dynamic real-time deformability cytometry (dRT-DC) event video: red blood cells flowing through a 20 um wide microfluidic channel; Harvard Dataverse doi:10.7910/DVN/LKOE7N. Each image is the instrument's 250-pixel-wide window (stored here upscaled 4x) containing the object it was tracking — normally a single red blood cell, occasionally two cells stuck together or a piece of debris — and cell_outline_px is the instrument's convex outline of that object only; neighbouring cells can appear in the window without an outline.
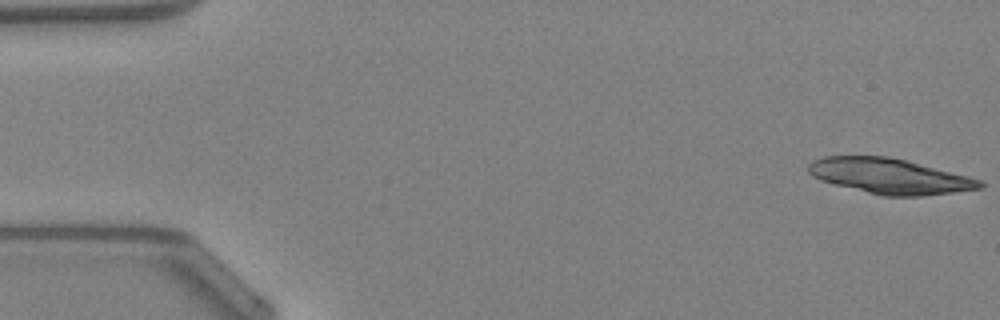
{"species": "Egyptian fruit bat (a non-hibernating species)", "species_latin": "Rousettus aegyptiacus", "temperature_condition": "warm", "stored_images_in_passage": 32, "segment_of_instrument_passage": [1, 2], "camera_frame_rate_fps": 3000, "um_per_image_px": 0.085, "animal": {"sex": "female"}, "frame": {"image": 1, "passage_image": 1, "time_ms": 0.0, "image_size_px": [1000, 320], "cell_outline_px": [[984, 188], [920, 196], [884, 196], [820, 180], [812, 176], [808, 172], [808, 164], [812, 160], [824, 156], [888, 156], [968, 176], [980, 180], [984, 184]], "centroid_in_image_um": [75.6, 14.97], "position_along_channel_um": 9.4, "area_um2": 34.85}}